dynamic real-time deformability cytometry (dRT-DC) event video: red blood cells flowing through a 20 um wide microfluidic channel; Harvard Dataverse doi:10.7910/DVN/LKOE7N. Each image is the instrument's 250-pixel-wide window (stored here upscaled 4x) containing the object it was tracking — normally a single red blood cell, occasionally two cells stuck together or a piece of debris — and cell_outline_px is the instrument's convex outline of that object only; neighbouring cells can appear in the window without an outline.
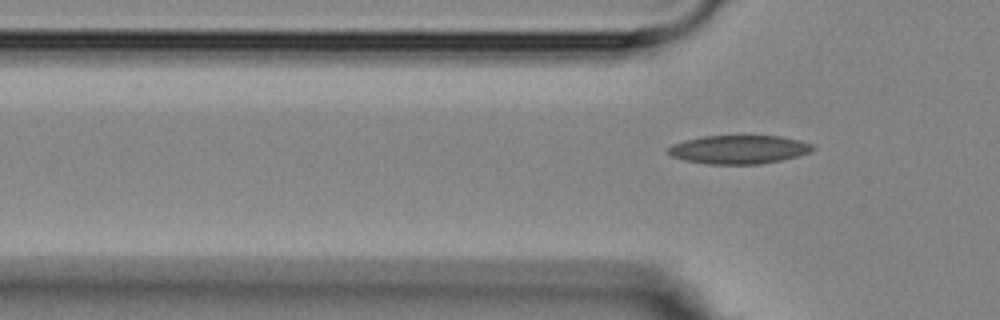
{"species": "Egyptian fruit bat (a non-hibernating species)", "species_latin": "Rousettus aegyptiacus", "temperature_condition": "room temperature", "stored_images_in_passage": 5, "segment_of_instrument_passage": [2, 2], "camera_frame_rate_fps": 3000, "um_per_image_px": 0.085, "animal": {"sex": "female"}, "frame": {"image": 1, "passage_image": 5, "time_ms": 4.667, "image_size_px": [1000, 320], "cell_outline_px": [[816, 148], [808, 152], [796, 156], [780, 160], [760, 164], [708, 164], [684, 160], [672, 156], [664, 152], [672, 144], [684, 140], [704, 136], [780, 136], [800, 140], [812, 144]], "centroid_in_image_um": [62.76, 12.7], "position_along_channel_um": 63.0, "area_um2": 24.04}}